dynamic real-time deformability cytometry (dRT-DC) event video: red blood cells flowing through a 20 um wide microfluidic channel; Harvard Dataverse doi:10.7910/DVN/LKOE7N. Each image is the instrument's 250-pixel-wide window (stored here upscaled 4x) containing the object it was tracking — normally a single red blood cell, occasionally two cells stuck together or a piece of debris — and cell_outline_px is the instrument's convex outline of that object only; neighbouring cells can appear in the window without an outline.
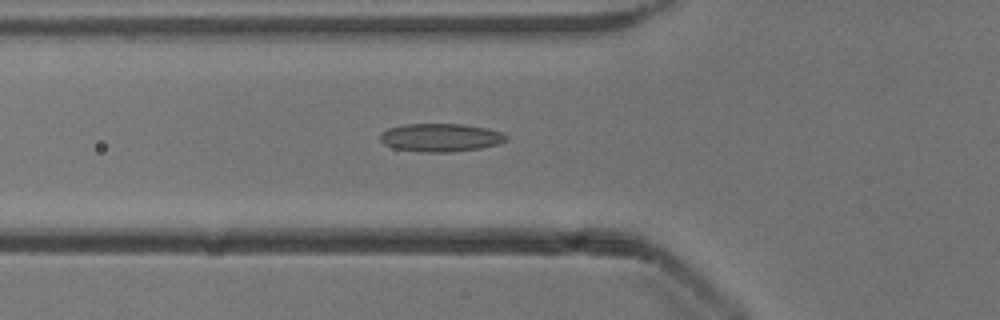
{"species": "common noctule bat (a hibernating species)", "species_latin": "Nyctalus noctula", "temperature_condition": "cold", "stored_images_in_passage": 34, "camera_frame_rate_fps": 3000, "um_per_image_px": 0.085, "animal": {"sex": "male", "body_mass_g": 13.3}, "frame": {"image": 1, "passage_image": 3, "time_ms": 0.667, "image_size_px": [1000, 320], "cell_outline_px": [[508, 140], [496, 144], [480, 148], [448, 152], [428, 152], [396, 148], [384, 144], [380, 140], [380, 132], [388, 128], [404, 124], [460, 124], [484, 128], [500, 132], [508, 136]], "centroid_in_image_um": [37.42, 11.68], "position_along_channel_um": 88.4, "area_um2": 20.4}}
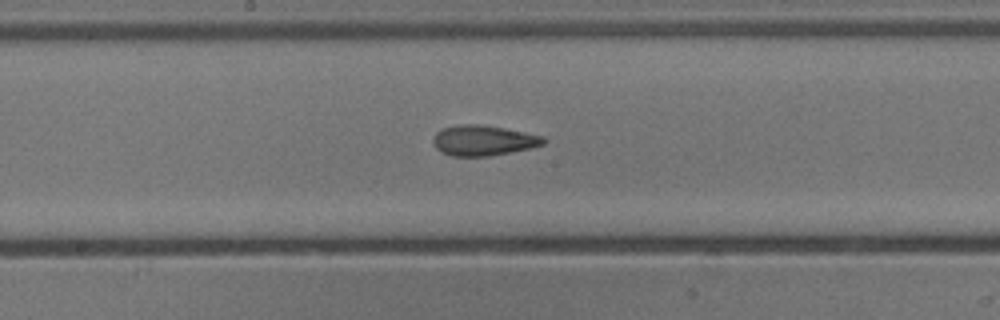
{"frame": {"image": 2, "passage_image": 12, "time_ms": 3.667, "image_size_px": [1000, 320], "cell_outline_px": [[548, 140], [544, 144], [528, 148], [488, 156], [452, 156], [440, 152], [436, 148], [432, 140], [436, 132], [440, 128], [456, 124], [480, 124], [504, 128], [544, 136]], "centroid_in_image_um": [41.04, 11.92], "position_along_channel_um": 207.2, "area_um2": 19.59}}
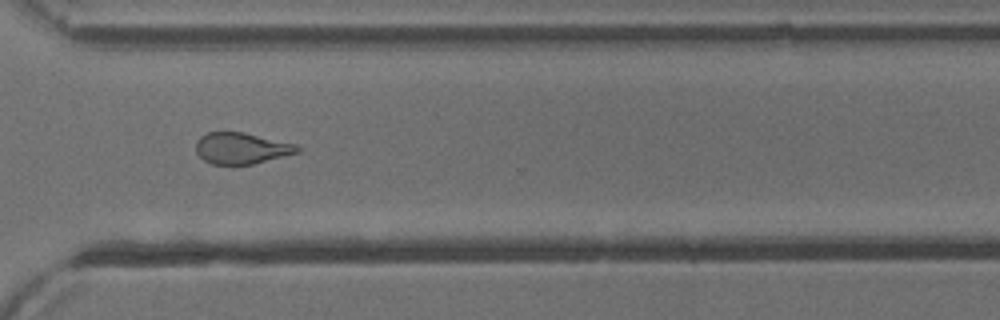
{"frame": {"image": 3, "passage_image": 23, "time_ms": 7.333, "image_size_px": [1000, 320], "cell_outline_px": [[300, 152], [252, 164], [212, 164], [204, 160], [196, 152], [196, 140], [200, 136], [208, 132], [244, 132], [296, 144], [300, 148]], "centroid_in_image_um": [20.51, 12.59], "position_along_channel_um": 350.1, "area_um2": 18.44}, "authors_computed_cell_mechanics": {"area_um2": 19.5075, "velocity_mm_per_s": 3.9204, "shape_relaxation_time_tau1_ms": null, "shape_relaxation_time_tau2_ms": 2.3986, "deformation_change_tau1": null, "deformation_change_tau2": 0.1042}}